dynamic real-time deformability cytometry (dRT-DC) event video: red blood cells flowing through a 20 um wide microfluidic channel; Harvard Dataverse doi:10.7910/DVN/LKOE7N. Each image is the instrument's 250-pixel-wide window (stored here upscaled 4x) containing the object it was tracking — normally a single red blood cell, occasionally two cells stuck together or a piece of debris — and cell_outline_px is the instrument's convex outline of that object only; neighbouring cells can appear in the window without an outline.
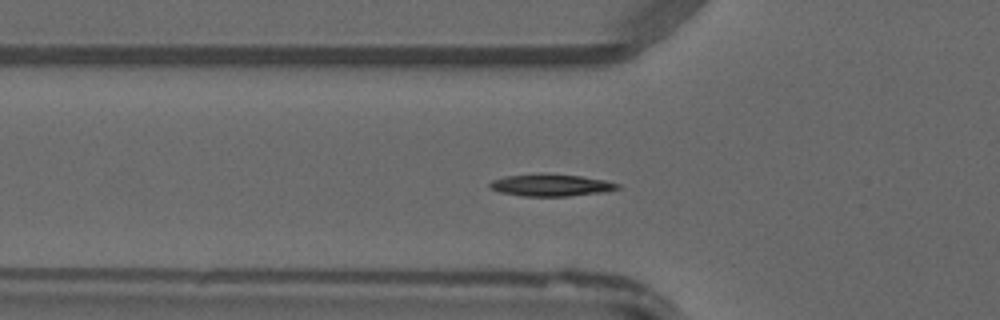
{"species": "common noctule bat (a hibernating species)", "species_latin": "Nyctalus noctula", "temperature_condition": "warm", "stored_images_in_passage": 49, "camera_frame_rate_fps": 3000, "um_per_image_px": 0.085, "animal": {"sex": "male", "forearm_length_mm": 52.5}, "frame": {"image": 1, "passage_image": 17, "time_ms": 5.333, "image_size_px": [1000, 320], "cell_outline_px": [[620, 188], [604, 192], [568, 196], [524, 196], [500, 192], [492, 188], [488, 184], [492, 180], [504, 176], [544, 172], [580, 176], [604, 180], [620, 184]], "centroid_in_image_um": [46.82, 15.72], "position_along_channel_um": 79.0, "area_um2": 16.59}}
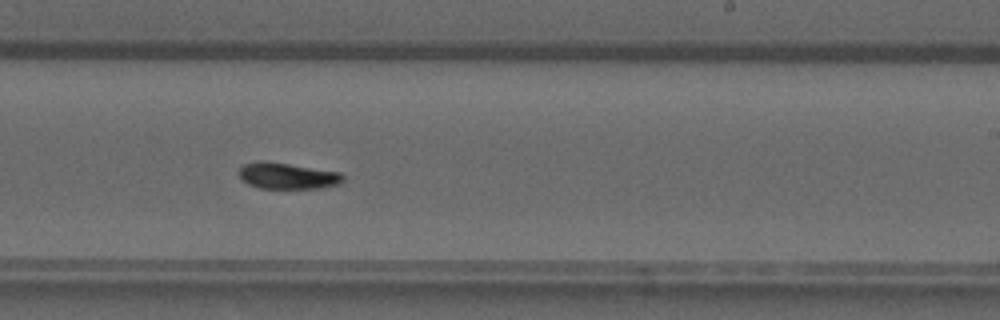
{"frame": {"image": 2, "passage_image": 30, "time_ms": 9.667, "image_size_px": [1000, 320], "cell_outline_px": [[344, 180], [340, 184], [320, 188], [260, 188], [248, 184], [240, 180], [236, 172], [244, 164], [260, 160], [264, 160], [340, 172], [344, 176]], "centroid_in_image_um": [24.38, 14.94], "position_along_channel_um": 264.6, "area_um2": 16.13}}
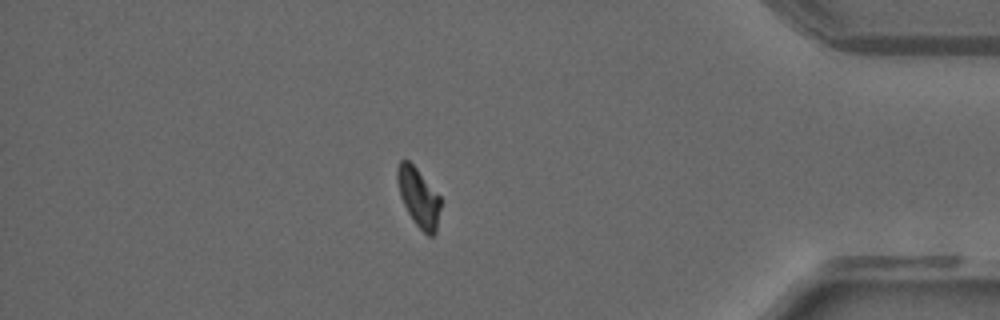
{"frame": {"image": 3, "passage_image": 42, "time_ms": 13.667, "image_size_px": [1000, 320], "cell_outline_px": [[440, 208], [436, 232], [432, 236], [428, 236], [416, 224], [408, 212], [400, 196], [396, 180], [396, 168], [400, 160], [408, 160], [416, 168], [440, 196]], "centroid_in_image_um": [35.56, 16.76], "position_along_channel_um": 399.6, "area_um2": 14.68}}